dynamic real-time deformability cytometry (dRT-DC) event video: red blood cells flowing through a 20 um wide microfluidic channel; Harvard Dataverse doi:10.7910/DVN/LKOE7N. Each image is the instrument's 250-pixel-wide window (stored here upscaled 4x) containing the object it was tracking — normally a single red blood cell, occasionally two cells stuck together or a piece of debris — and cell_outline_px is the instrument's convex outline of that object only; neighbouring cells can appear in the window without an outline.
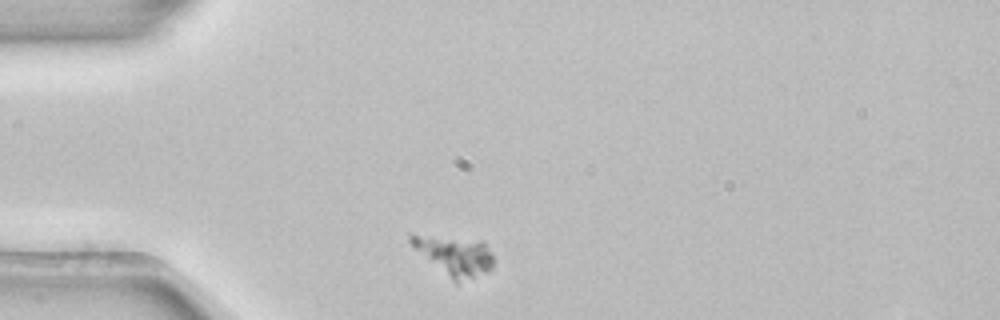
{"species": "common noctule bat (a hibernating species)", "species_latin": "Nyctalus noctula", "temperature_condition": "room temperature", "stored_images_in_passage": 1, "camera_frame_rate_fps": 3000, "um_per_image_px": 0.085, "animal": {"sex": "female", "body_mass_g": 22.7, "forearm_length_mm": 54.2}, "frame": {"image": 1, "passage_image": 1, "time_ms": 0.0, "image_size_px": [1000, 320], "cell_outline_px": [[492, 268], [488, 272], [456, 284], [416, 248], [408, 240], [408, 236], [412, 232], [484, 240], [492, 256]], "centroid_in_image_um": [38.64, 21.67], "position_along_channel_um": 46.4, "area_um2": 19.19}}